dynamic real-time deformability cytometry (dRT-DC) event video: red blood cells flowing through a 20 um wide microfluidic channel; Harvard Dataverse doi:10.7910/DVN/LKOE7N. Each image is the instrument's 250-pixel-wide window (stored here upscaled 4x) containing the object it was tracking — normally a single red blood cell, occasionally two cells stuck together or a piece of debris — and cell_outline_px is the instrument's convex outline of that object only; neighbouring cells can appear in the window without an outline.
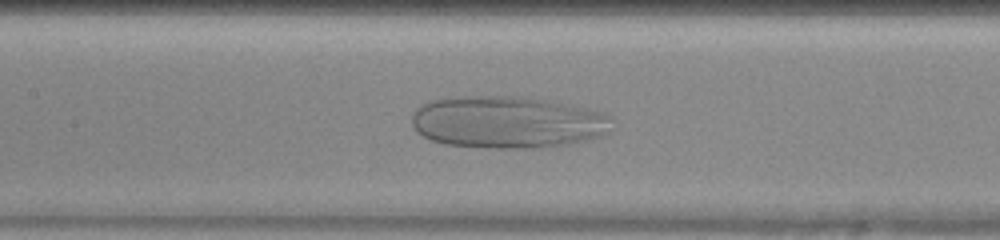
{"species": "human", "species_latin": "Homo sapiens", "temperature_condition": "warm", "stored_images_in_passage": 38, "camera_frame_rate_fps": 3000, "um_per_image_px": 0.085, "donor": {"sex": "female"}, "frame": {"image": 1, "passage_image": 12, "time_ms": 3.667, "image_size_px": [1000, 240], "cell_outline_px": [[612, 128], [604, 136], [588, 140], [568, 144], [540, 148], [488, 148], [444, 144], [432, 140], [416, 132], [412, 124], [412, 116], [416, 108], [428, 100], [460, 96], [528, 96], [584, 108], [600, 112], [612, 116]], "centroid_in_image_um": [43.14, 10.38], "position_along_channel_um": 164.3, "area_um2": 61.44}}
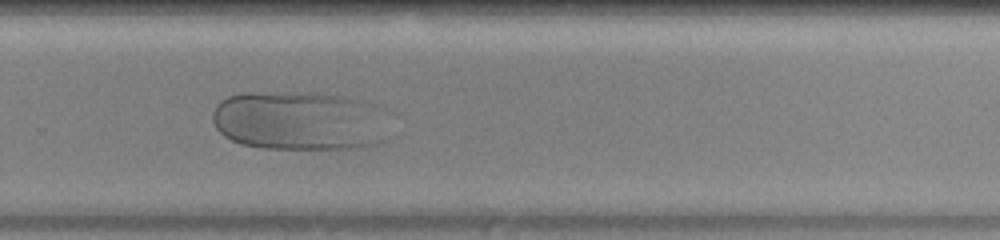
{"frame": {"image": 2, "passage_image": 22, "time_ms": 7.0, "image_size_px": [1000, 240], "cell_outline_px": [[384, 140], [376, 144], [356, 148], [264, 148], [244, 144], [232, 140], [224, 136], [216, 128], [212, 120], [212, 112], [216, 104], [220, 100], [228, 96], [240, 92], [312, 92], [340, 96], [360, 100], [376, 104], [384, 108]], "centroid_in_image_um": [25.41, 10.23], "position_along_channel_um": 304.4, "area_um2": 61.44}}